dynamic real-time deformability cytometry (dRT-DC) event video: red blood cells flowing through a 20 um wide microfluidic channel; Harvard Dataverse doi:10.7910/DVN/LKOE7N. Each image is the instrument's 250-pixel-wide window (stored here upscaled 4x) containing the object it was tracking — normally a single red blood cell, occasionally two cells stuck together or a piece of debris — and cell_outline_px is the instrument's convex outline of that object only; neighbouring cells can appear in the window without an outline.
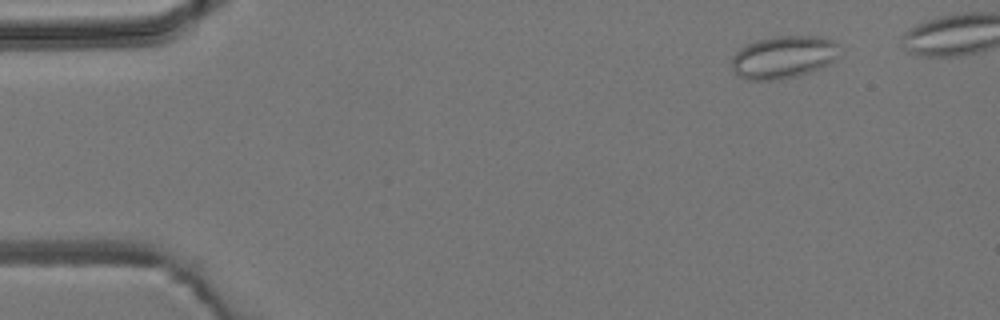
{"species": "common noctule bat (a hibernating species)", "species_latin": "Nyctalus noctula", "temperature_condition": "room temperature", "stored_images_in_passage": 4, "camera_frame_rate_fps": 3000, "um_per_image_px": 0.085, "animal": {"sex": "male", "body_mass_g": 19.2, "forearm_length_mm": 51.8}, "frame": {"image": 1, "passage_image": 1, "time_ms": 0.0, "image_size_px": [1000, 320], "cell_outline_px": [[840, 56], [828, 64], [820, 68], [800, 76], [776, 80], [748, 80], [736, 76], [732, 72], [732, 56], [740, 48], [756, 40], [772, 36], [820, 36], [832, 40], [836, 44]], "centroid_in_image_um": [66.57, 4.87], "position_along_channel_um": 18.4, "area_um2": 27.11}}